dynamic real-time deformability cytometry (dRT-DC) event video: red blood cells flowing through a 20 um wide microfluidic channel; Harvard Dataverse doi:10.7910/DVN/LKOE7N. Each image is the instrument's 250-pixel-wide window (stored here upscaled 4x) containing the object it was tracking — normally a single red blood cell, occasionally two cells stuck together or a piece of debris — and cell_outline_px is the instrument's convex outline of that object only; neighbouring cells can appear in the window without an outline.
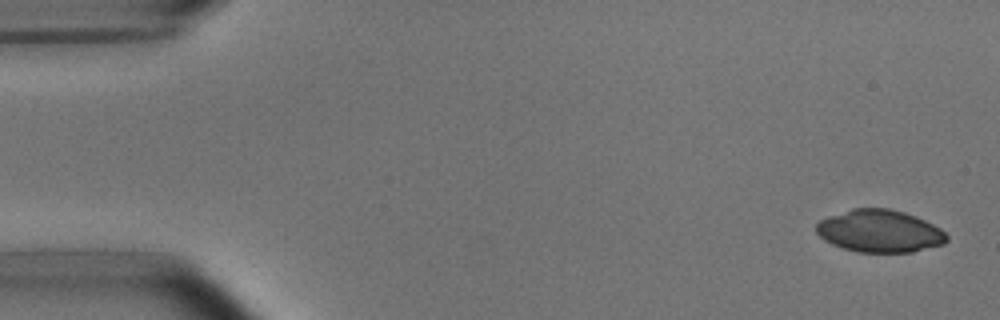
{"species": "common noctule bat (a hibernating species)", "species_latin": "Nyctalus noctula", "temperature_condition": "room temperature", "stored_images_in_passage": 4, "camera_frame_rate_fps": 3000, "um_per_image_px": 0.085, "animal": {"sex": "male", "body_mass_g": 15.6}, "frame": {"image": 1, "passage_image": 1, "time_ms": 0.0, "image_size_px": [1000, 320], "cell_outline_px": [[948, 240], [944, 244], [912, 252], [856, 252], [832, 244], [824, 240], [816, 232], [816, 224], [820, 220], [828, 216], [852, 208], [888, 208], [904, 212], [916, 216], [940, 228], [948, 236]], "centroid_in_image_um": [74.77, 19.64], "position_along_channel_um": 10.2, "area_um2": 32.31}}